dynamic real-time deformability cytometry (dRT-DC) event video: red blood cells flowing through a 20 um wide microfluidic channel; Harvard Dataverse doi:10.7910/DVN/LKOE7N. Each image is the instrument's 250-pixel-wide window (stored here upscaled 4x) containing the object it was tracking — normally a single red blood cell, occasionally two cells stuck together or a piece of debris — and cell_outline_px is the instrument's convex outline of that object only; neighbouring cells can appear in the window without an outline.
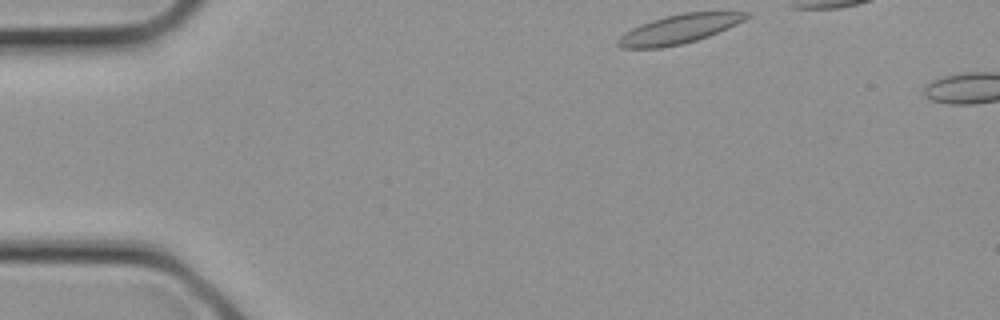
{"species": "common noctule bat (a hibernating species)", "species_latin": "Nyctalus noctula", "temperature_condition": "cold", "stored_images_in_passage": 3, "camera_frame_rate_fps": 3000, "um_per_image_px": 0.085, "animal": {"sex": "female", "body_mass_g": 21.9}, "frame": {"image": 1, "passage_image": 1, "time_ms": 0.0, "image_size_px": [1000, 320], "cell_outline_px": [[752, 16], [728, 28], [708, 36], [696, 40], [680, 44], [660, 48], [620, 48], [616, 44], [616, 40], [624, 32], [640, 24], [652, 20], [684, 12], [752, 12]], "centroid_in_image_um": [57.71, 2.47], "position_along_channel_um": 27.3, "area_um2": 21.62}}